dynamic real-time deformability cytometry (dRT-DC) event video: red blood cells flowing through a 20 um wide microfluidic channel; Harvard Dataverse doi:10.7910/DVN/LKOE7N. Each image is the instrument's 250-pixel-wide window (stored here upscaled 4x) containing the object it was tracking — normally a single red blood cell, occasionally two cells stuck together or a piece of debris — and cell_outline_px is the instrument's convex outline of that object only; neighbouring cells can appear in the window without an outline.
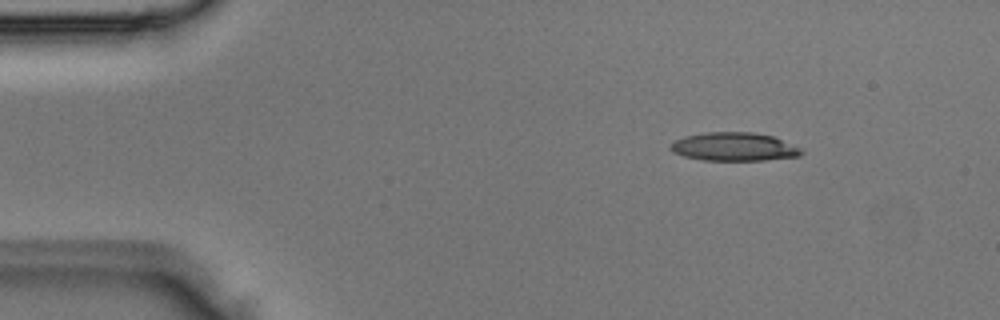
{"species": "Egyptian fruit bat (a non-hibernating species)", "species_latin": "Rousettus aegyptiacus", "temperature_condition": "room temperature", "stored_images_in_passage": 4, "camera_frame_rate_fps": 3000, "um_per_image_px": 0.085, "animal": {"sex": "male"}, "frame": {"image": 1, "passage_image": 1, "time_ms": 0.0, "image_size_px": [1000, 320], "cell_outline_px": [[804, 152], [800, 156], [764, 160], [704, 160], [684, 156], [672, 152], [668, 148], [676, 140], [684, 136], [708, 132], [752, 132], [772, 136], [800, 148]], "centroid_in_image_um": [62.38, 12.47], "position_along_channel_um": 22.6, "area_um2": 21.5}}